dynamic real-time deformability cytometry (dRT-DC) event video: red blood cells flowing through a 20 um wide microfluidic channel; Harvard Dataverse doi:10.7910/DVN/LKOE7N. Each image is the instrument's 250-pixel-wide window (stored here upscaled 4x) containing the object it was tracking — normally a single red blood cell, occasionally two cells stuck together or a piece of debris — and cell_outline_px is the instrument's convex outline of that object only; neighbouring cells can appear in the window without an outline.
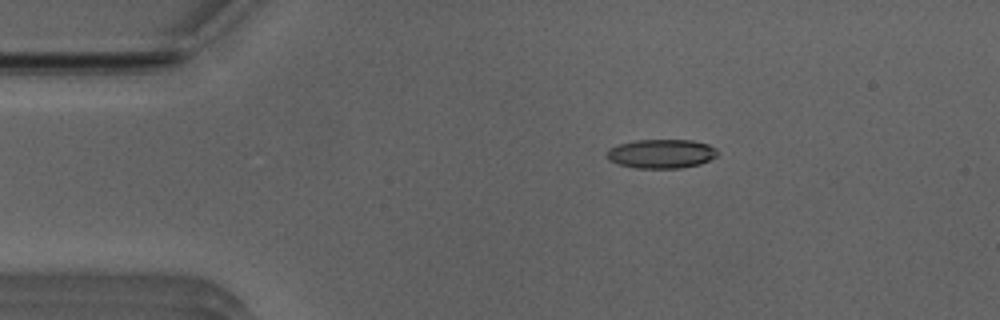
{"species": "Egyptian fruit bat (a non-hibernating species)", "species_latin": "Rousettus aegyptiacus", "temperature_condition": "room temperature", "stored_images_in_passage": 43, "camera_frame_rate_fps": 3000, "um_per_image_px": 0.085, "animal": {"sex": "male"}, "frame": {"image": 1, "passage_image": 1, "time_ms": 0.0, "image_size_px": [1000, 320], "cell_outline_px": [[720, 152], [716, 156], [700, 164], [680, 168], [636, 168], [616, 164], [608, 160], [608, 148], [620, 144], [636, 140], [692, 140], [708, 144], [716, 148]], "centroid_in_image_um": [56.22, 13.07], "position_along_channel_um": 28.8, "area_um2": 18.79}}
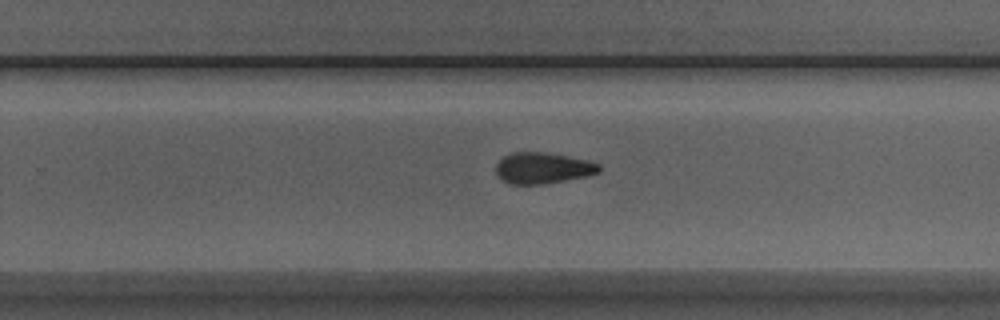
{"frame": {"image": 2, "passage_image": 24, "time_ms": 7.667, "image_size_px": [1000, 320], "cell_outline_px": [[600, 172], [588, 176], [544, 184], [508, 184], [500, 180], [496, 172], [496, 164], [508, 152], [544, 152], [588, 160], [600, 164]], "centroid_in_image_um": [46.12, 14.29], "position_along_channel_um": 283.7, "area_um2": 18.9}}
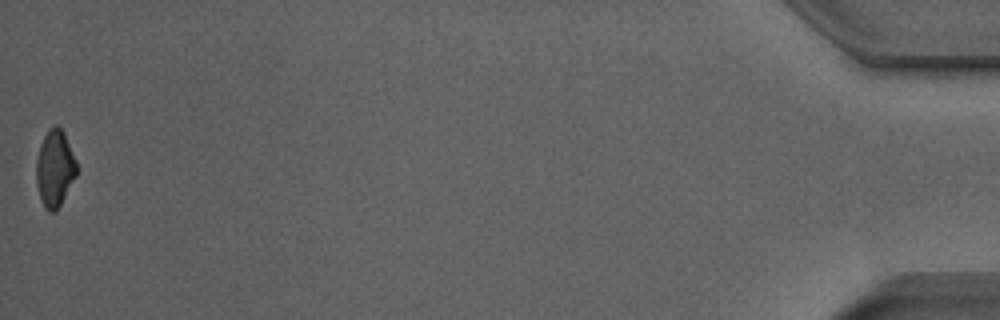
{"frame": {"image": 3, "passage_image": 43, "time_ms": 14.0, "image_size_px": [1000, 320], "cell_outline_px": [[76, 176], [60, 204], [52, 212], [48, 212], [44, 208], [36, 184], [36, 160], [40, 144], [48, 128], [52, 124], [56, 124], [64, 132], [76, 160]], "centroid_in_image_um": [4.64, 14.27], "position_along_channel_um": 430.6, "area_um2": 17.98}, "authors_computed_cell_mechanics": {"area_um2": 18.9584, "velocity_mm_per_s": 3.9884, "shape_relaxation_time_tau1_ms": 10.1586, "shape_relaxation_time_tau2_ms": 3.919, "deformation_change_tau1": 0.2407, "deformation_change_tau2": 0.127}}